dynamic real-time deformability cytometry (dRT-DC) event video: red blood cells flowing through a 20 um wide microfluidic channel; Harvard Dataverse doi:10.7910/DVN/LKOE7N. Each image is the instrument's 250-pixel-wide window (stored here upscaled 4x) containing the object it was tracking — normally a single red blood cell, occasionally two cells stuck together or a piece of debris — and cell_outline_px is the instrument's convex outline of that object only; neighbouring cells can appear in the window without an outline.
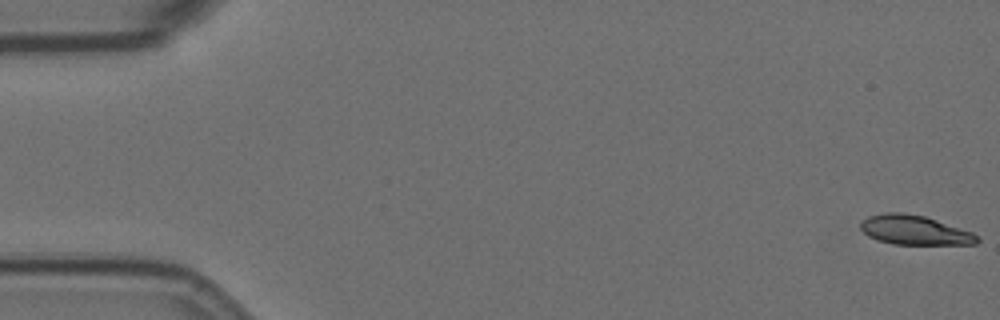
{"species": "Egyptian fruit bat (a non-hibernating species)", "species_latin": "Rousettus aegyptiacus", "temperature_condition": "room temperature", "stored_images_in_passage": 57, "camera_frame_rate_fps": 3000, "um_per_image_px": 0.085, "animal": {"sex": "female"}, "frame": {"image": 1, "passage_image": 1, "time_ms": 0.0, "image_size_px": [1000, 320], "cell_outline_px": [[980, 240], [976, 244], [892, 244], [868, 236], [860, 228], [860, 220], [868, 216], [884, 212], [904, 212], [924, 216], [972, 232], [980, 236]], "centroid_in_image_um": [77.72, 19.55], "position_along_channel_um": 7.3, "area_um2": 20.0}}
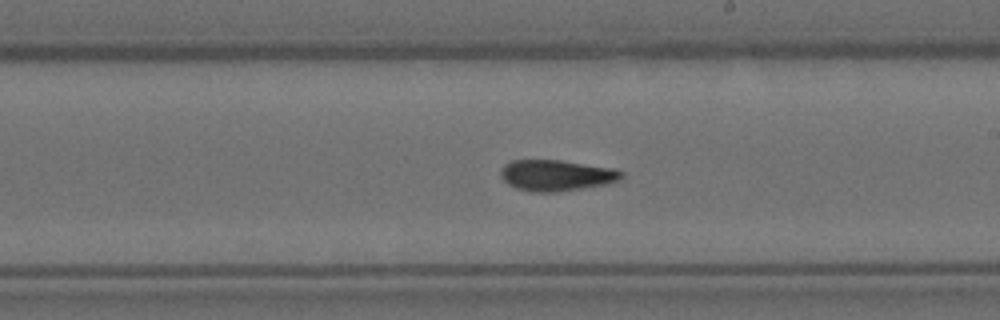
{"frame": {"image": 2, "passage_image": 33, "time_ms": 10.667, "image_size_px": [1000, 320], "cell_outline_px": [[624, 176], [620, 180], [604, 184], [584, 188], [560, 192], [532, 192], [516, 188], [508, 184], [500, 176], [500, 168], [504, 164], [512, 160], [560, 160], [612, 168], [624, 172]], "centroid_in_image_um": [47.27, 14.91], "position_along_channel_um": 241.7, "area_um2": 21.96}}
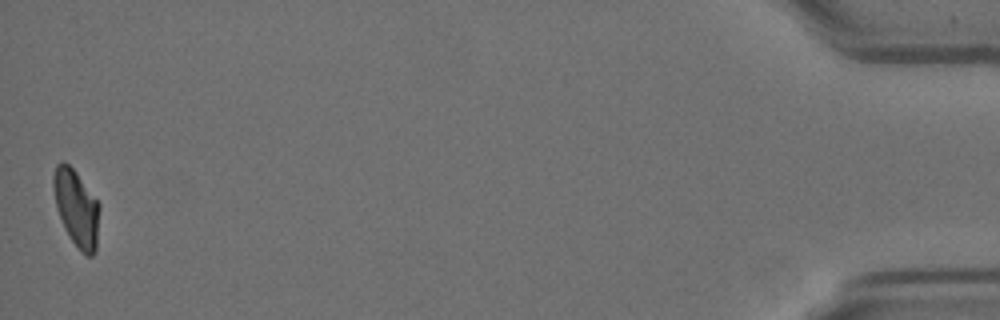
{"frame": {"image": 3, "passage_image": 57, "time_ms": 18.667, "image_size_px": [1000, 320], "cell_outline_px": [[100, 208], [96, 252], [92, 256], [84, 256], [80, 252], [64, 228], [56, 208], [52, 188], [52, 176], [56, 164], [64, 160], [76, 172], [100, 204]], "centroid_in_image_um": [6.49, 17.69], "position_along_channel_um": 428.7, "area_um2": 20.92}, "authors_computed_cell_mechanics": {"area_um2": 21.386, "velocity_mm_per_s": 3.5476, "shape_relaxation_time_tau1_ms": 10.8226, "shape_relaxation_time_tau2_ms": 3.8328, "deformation_change_tau1": 0.3013, "deformation_change_tau2": 0.1106}}